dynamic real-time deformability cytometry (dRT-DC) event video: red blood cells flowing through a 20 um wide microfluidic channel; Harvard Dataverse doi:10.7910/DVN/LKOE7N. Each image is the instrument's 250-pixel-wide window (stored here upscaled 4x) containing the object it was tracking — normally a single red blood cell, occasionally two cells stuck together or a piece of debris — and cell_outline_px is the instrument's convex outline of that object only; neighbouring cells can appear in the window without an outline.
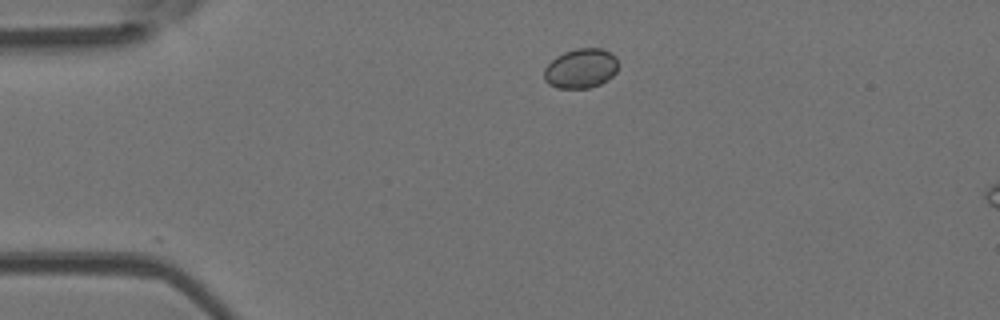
{"species": "Egyptian fruit bat (a non-hibernating species)", "species_latin": "Rousettus aegyptiacus", "temperature_condition": "room temperature", "stored_images_in_passage": 6, "camera_frame_rate_fps": 3000, "um_per_image_px": 0.085, "animal": {"sex": "female"}, "frame": {"image": 1, "passage_image": 1, "time_ms": 0.0, "image_size_px": [1000, 320], "cell_outline_px": [[616, 72], [608, 80], [600, 84], [588, 88], [556, 88], [548, 84], [544, 80], [544, 68], [556, 56], [564, 52], [576, 48], [600, 48], [616, 56]], "centroid_in_image_um": [49.34, 5.82], "position_along_channel_um": 35.7, "area_um2": 17.11}}